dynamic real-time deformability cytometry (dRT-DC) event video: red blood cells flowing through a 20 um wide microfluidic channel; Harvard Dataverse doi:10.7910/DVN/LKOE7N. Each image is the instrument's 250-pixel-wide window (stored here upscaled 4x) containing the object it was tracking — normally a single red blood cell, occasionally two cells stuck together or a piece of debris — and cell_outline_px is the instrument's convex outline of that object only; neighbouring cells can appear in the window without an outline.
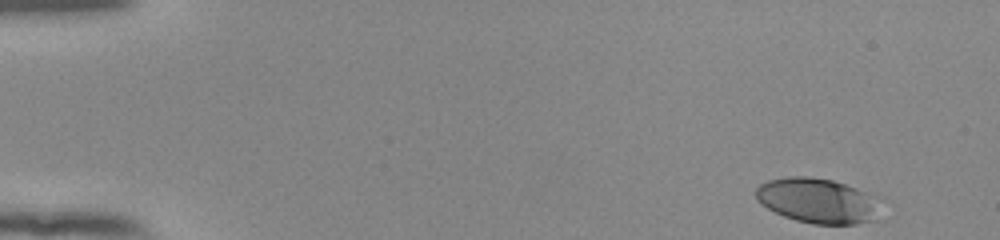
{"species": "human", "species_latin": "Homo sapiens", "temperature_condition": "room temperature", "stored_images_in_passage": 50, "camera_frame_rate_fps": 3000, "um_per_image_px": 0.085, "donor": {"sex": "female"}, "frame": {"image": 1, "passage_image": 1, "time_ms": 0.0, "image_size_px": [1000, 240], "cell_outline_px": [[880, 196], [876, 220], [856, 224], [812, 224], [796, 220], [784, 216], [760, 204], [756, 200], [756, 188], [760, 184], [768, 180], [788, 176], [808, 176], [832, 180]], "centroid_in_image_um": [69.52, 17.05], "position_along_channel_um": 15.5, "area_um2": 33.0}}
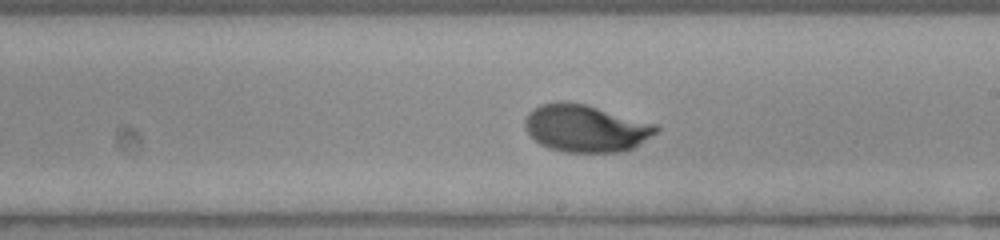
{"frame": {"image": 2, "passage_image": 29, "time_ms": 9.333, "image_size_px": [1000, 240], "cell_outline_px": [[660, 128], [656, 132], [632, 148], [624, 152], [564, 152], [548, 148], [540, 144], [524, 128], [524, 120], [528, 112], [532, 108], [540, 104], [560, 100], [568, 100], [584, 104], [656, 124]], "centroid_in_image_um": [49.73, 10.89], "position_along_channel_um": 239.3, "area_um2": 36.18}}
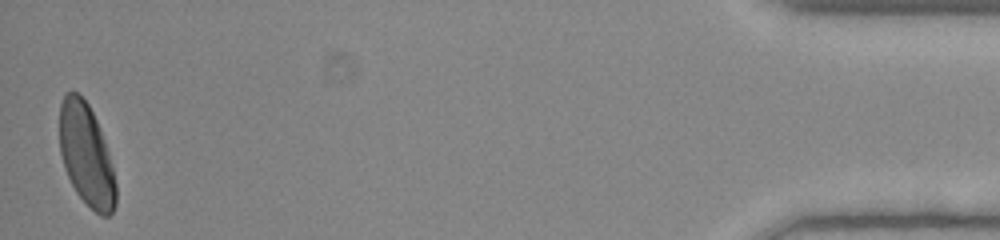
{"frame": {"image": 3, "passage_image": 50, "time_ms": 16.333, "image_size_px": [1000, 240], "cell_outline_px": [[116, 204], [112, 212], [108, 216], [100, 216], [76, 192], [64, 168], [60, 152], [60, 104], [64, 92], [72, 88], [88, 104], [100, 128], [108, 152], [116, 184]], "centroid_in_image_um": [7.32, 13.14], "position_along_channel_um": 427.9, "area_um2": 33.29}, "authors_computed_cell_mechanics": {"area_um2": 34.2754, "velocity_mm_per_s": 3.8798, "shape_relaxation_time_tau1_ms": 3.5052, "shape_relaxation_time_tau2_ms": null, "deformation_change_tau1": 0.1645, "deformation_change_tau2": null}}